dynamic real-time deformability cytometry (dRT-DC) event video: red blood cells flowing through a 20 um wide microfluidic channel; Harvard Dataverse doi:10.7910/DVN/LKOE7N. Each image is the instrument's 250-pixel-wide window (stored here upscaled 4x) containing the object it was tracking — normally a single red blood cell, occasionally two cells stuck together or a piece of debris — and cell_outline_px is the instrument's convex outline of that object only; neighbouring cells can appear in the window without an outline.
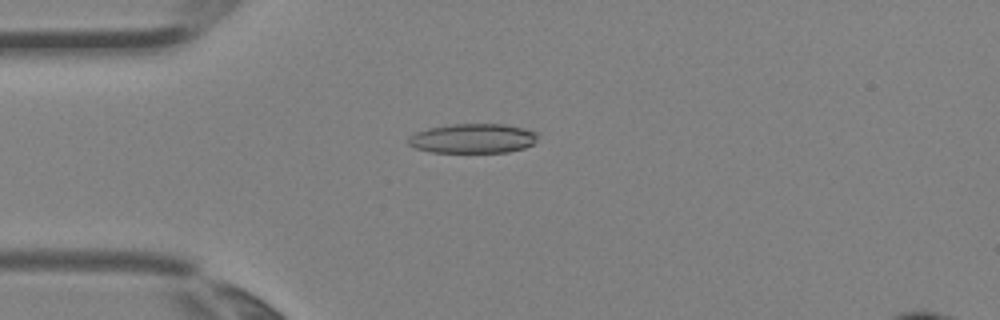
{"species": "Egyptian fruit bat (a non-hibernating species)", "species_latin": "Rousettus aegyptiacus", "temperature_condition": "room temperature", "stored_images_in_passage": 3, "camera_frame_rate_fps": 3000, "um_per_image_px": 0.085, "animal": {"sex": "female"}, "frame": {"image": 1, "passage_image": 3, "time_ms": 0.667, "image_size_px": [1000, 320], "cell_outline_px": [[536, 140], [532, 144], [524, 148], [508, 152], [432, 152], [416, 148], [408, 144], [408, 136], [416, 132], [428, 128], [452, 124], [504, 124], [524, 128], [536, 132]], "centroid_in_image_um": [40.18, 11.76], "position_along_channel_um": 44.8, "area_um2": 22.2}}